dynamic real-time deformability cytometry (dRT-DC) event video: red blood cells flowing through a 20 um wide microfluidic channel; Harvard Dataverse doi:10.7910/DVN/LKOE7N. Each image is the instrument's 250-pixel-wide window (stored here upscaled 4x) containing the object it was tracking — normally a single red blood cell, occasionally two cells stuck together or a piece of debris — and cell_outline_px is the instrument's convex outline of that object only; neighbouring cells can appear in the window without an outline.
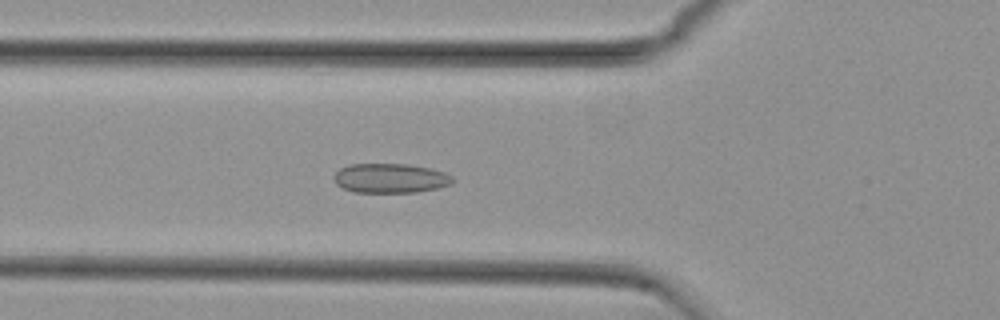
{"species": "common noctule bat (a hibernating species)", "species_latin": "Nyctalus noctula", "temperature_condition": "cold", "stored_images_in_passage": 55, "camera_frame_rate_fps": 3000, "um_per_image_px": 0.085, "animal": {"sex": "female", "body_mass_g": 29.2, "forearm_length_mm": 56.3}, "frame": {"image": 1, "passage_image": 20, "time_ms": 6.333, "image_size_px": [1000, 320], "cell_outline_px": [[456, 180], [452, 184], [436, 188], [416, 192], [352, 192], [336, 184], [332, 180], [332, 176], [340, 168], [348, 164], [408, 164], [432, 168], [444, 172], [452, 176]], "centroid_in_image_um": [33.17, 15.14], "position_along_channel_um": 92.6, "area_um2": 20.63}}
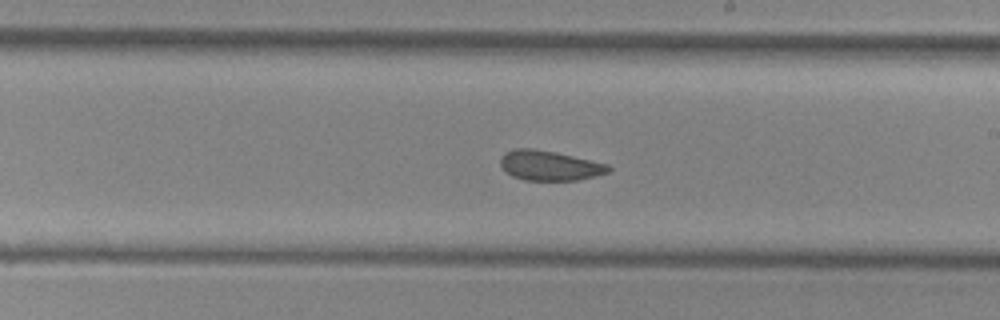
{"frame": {"image": 2, "passage_image": 32, "time_ms": 10.333, "image_size_px": [1000, 320], "cell_outline_px": [[612, 168], [608, 172], [596, 176], [576, 180], [524, 180], [512, 176], [500, 164], [500, 156], [504, 152], [512, 148], [532, 148], [556, 152], [608, 164]], "centroid_in_image_um": [46.69, 14.06], "position_along_channel_um": 242.3, "area_um2": 18.84}}
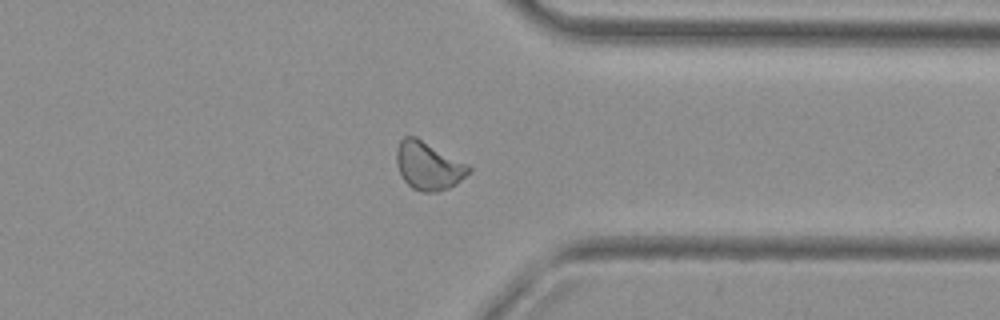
{"frame": {"image": 3, "passage_image": 43, "time_ms": 14.0, "image_size_px": [1000, 320], "cell_outline_px": [[472, 172], [456, 184], [448, 188], [436, 192], [424, 192], [412, 188], [404, 180], [396, 164], [396, 148], [400, 140], [404, 136], [416, 136], [468, 164], [472, 168]], "centroid_in_image_um": [36.42, 14.08], "position_along_channel_um": 375.0, "area_um2": 20.4}, "authors_computed_cell_mechanics": {"area_um2": 20.4034, "velocity_mm_per_s": 3.7384, "shape_relaxation_time_tau1_ms": null, "shape_relaxation_time_tau2_ms": 1.5342, "deformation_change_tau1": null, "deformation_change_tau2": 0.0712}}